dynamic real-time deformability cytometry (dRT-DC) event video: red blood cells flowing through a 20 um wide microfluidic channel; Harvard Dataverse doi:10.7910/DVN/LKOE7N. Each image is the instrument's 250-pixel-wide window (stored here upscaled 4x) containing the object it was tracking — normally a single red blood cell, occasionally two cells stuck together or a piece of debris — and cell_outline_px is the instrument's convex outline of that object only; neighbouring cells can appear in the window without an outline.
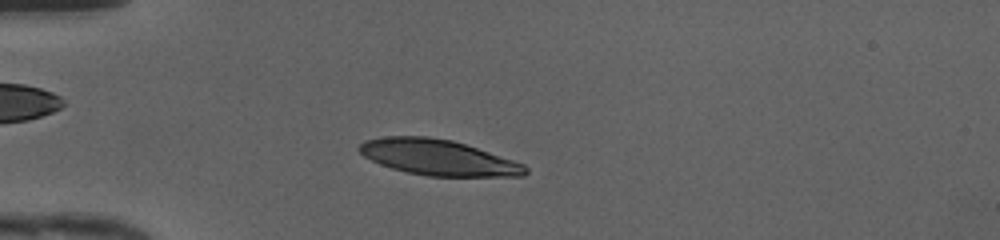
{"species": "human", "species_latin": "Homo sapiens", "temperature_condition": "cold", "stored_images_in_passage": 41, "camera_frame_rate_fps": 3000, "um_per_image_px": 0.085, "donor": {"sex": "female"}, "frame": {"image": 1, "passage_image": 9, "time_ms": 2.667, "image_size_px": [1000, 240], "cell_outline_px": [[524, 172], [484, 176], [436, 176], [412, 172], [396, 168], [384, 164], [368, 156], [360, 148], [364, 144], [372, 140], [400, 136], [412, 136], [448, 140], [520, 164], [524, 168]], "centroid_in_image_um": [37.17, 13.38], "position_along_channel_um": 47.8, "area_um2": 30.92}}
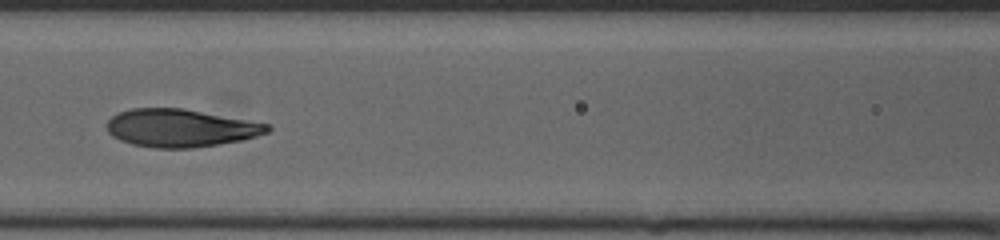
{"frame": {"image": 2, "passage_image": 18, "time_ms": 5.667, "image_size_px": [1000, 240], "cell_outline_px": [[268, 128], [264, 132], [236, 140], [212, 144], [172, 148], [140, 144], [124, 140], [116, 136], [108, 128], [108, 124], [116, 116], [124, 112], [140, 108], [176, 108], [268, 124]], "centroid_in_image_um": [15.34, 10.85], "position_along_channel_um": 151.3, "area_um2": 32.43}}
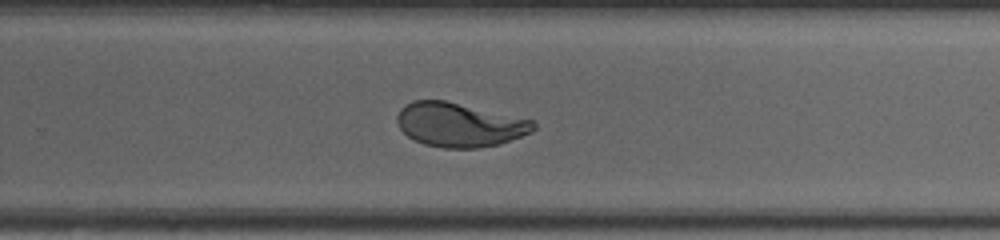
{"frame": {"image": 3, "passage_image": 28, "time_ms": 9.0, "image_size_px": [1000, 240], "cell_outline_px": [[532, 128], [528, 132], [496, 144], [468, 148], [456, 148], [428, 144], [416, 140], [404, 132], [400, 124], [400, 112], [408, 104], [420, 100], [440, 100], [528, 120], [532, 124]], "centroid_in_image_um": [38.99, 10.61], "position_along_channel_um": 290.8, "area_um2": 32.37}}